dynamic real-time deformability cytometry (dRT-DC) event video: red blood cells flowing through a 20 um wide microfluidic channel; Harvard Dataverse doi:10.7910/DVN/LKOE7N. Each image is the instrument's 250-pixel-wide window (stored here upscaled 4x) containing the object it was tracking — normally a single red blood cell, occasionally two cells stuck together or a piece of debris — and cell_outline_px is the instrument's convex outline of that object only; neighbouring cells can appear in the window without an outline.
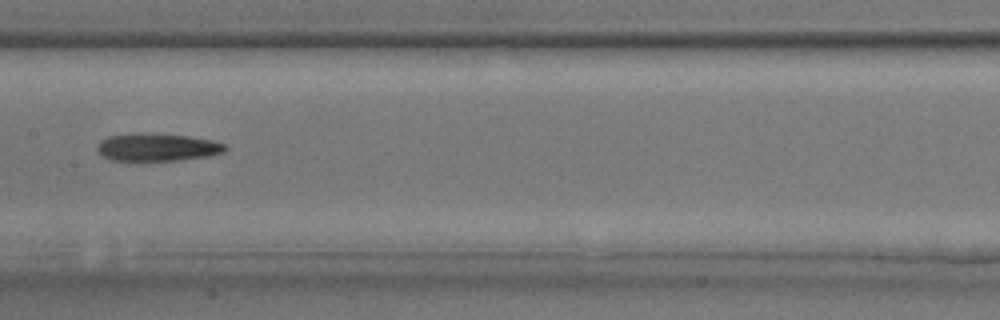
{"species": "common noctule bat (a hibernating species)", "species_latin": "Nyctalus noctula", "temperature_condition": "room temperature", "stored_images_in_passage": 29, "camera_frame_rate_fps": 3000, "um_per_image_px": 0.085, "animal": {"sex": "male", "body_mass_g": 17.9, "forearm_length_mm": 54.2}, "frame": {"image": 1, "passage_image": 14, "time_ms": 4.333, "image_size_px": [1000, 320], "cell_outline_px": [[228, 148], [224, 152], [208, 156], [176, 160], [112, 160], [104, 156], [96, 148], [100, 140], [108, 136], [128, 132], [140, 132], [188, 136], [212, 140], [228, 144]], "centroid_in_image_um": [13.37, 12.49], "position_along_channel_um": 194.0, "area_um2": 20.81}}
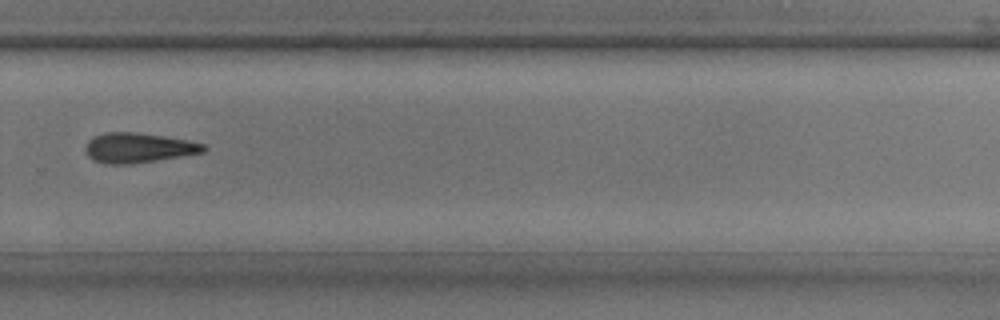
{"frame": {"image": 2, "passage_image": 21, "time_ms": 6.667, "image_size_px": [1000, 320], "cell_outline_px": [[208, 148], [204, 152], [180, 156], [128, 164], [108, 164], [92, 160], [88, 156], [84, 148], [88, 140], [96, 136], [108, 132], [132, 132], [188, 140], [204, 144]], "centroid_in_image_um": [11.73, 12.57], "position_along_channel_um": 318.1, "area_um2": 20.23}}
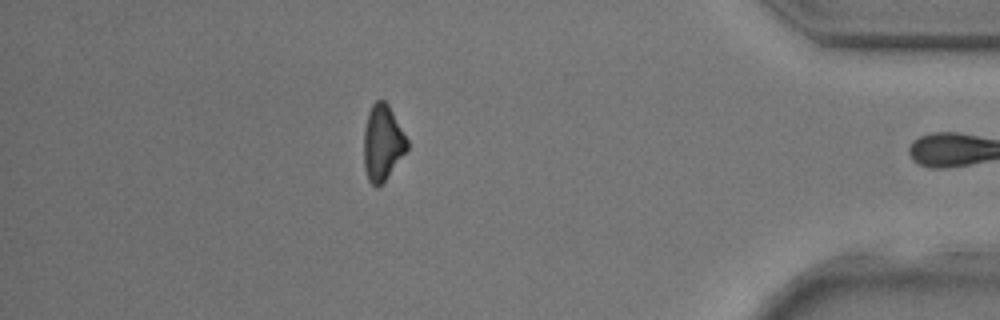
{"frame": {"image": 3, "passage_image": 28, "time_ms": 9.0, "image_size_px": [1000, 320], "cell_outline_px": [[408, 148], [384, 180], [376, 188], [368, 180], [364, 168], [364, 128], [368, 112], [372, 104], [376, 100], [384, 100], [388, 104], [408, 140]], "centroid_in_image_um": [32.49, 12.11], "position_along_channel_um": 402.7, "area_um2": 18.84}}